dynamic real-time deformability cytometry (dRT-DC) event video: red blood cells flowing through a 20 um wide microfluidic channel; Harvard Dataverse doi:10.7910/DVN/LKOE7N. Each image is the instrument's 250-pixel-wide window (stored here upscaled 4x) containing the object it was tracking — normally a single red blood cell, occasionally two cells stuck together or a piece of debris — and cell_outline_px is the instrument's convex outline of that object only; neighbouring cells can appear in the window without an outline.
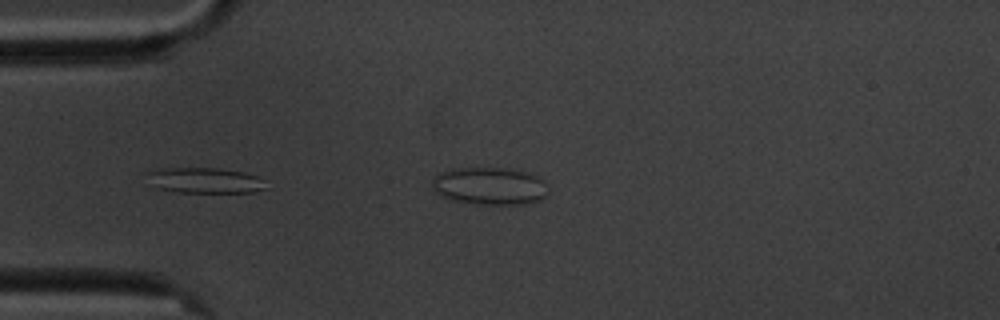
{"species": "common noctule bat (a hibernating species)", "species_latin": "Nyctalus noctula", "temperature_condition": "cold", "stored_images_in_passage": 3, "camera_frame_rate_fps": 3000, "um_per_image_px": 0.085, "animal": {"sex": "male", "body_mass_g": 20.1, "forearm_length_mm": 53.5}, "frame": {"image": 1, "passage_image": 3, "time_ms": 2.333, "image_size_px": [1000, 320], "cell_outline_px": [[548, 192], [540, 200], [524, 204], [480, 204], [452, 200], [440, 196], [432, 188], [432, 180], [440, 172], [452, 168], [500, 168], [524, 172], [536, 176], [544, 180]], "centroid_in_image_um": [41.59, 15.82], "position_along_channel_um": 43.4, "area_um2": 25.26}}